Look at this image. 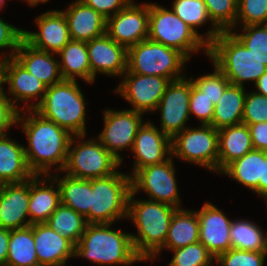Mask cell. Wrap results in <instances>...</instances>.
<instances>
[{
	"mask_svg": "<svg viewBox=\"0 0 267 266\" xmlns=\"http://www.w3.org/2000/svg\"><path fill=\"white\" fill-rule=\"evenodd\" d=\"M23 111L30 114L26 117L24 112H19L17 125H22V133L26 134L28 141L24 151L30 171L34 175L50 176L49 170L56 166V172H62L73 135L34 110Z\"/></svg>",
	"mask_w": 267,
	"mask_h": 266,
	"instance_id": "1",
	"label": "cell"
},
{
	"mask_svg": "<svg viewBox=\"0 0 267 266\" xmlns=\"http://www.w3.org/2000/svg\"><path fill=\"white\" fill-rule=\"evenodd\" d=\"M131 191L128 199V216L137 234H131L136 254L146 262L165 244L174 211L173 206L152 200H135Z\"/></svg>",
	"mask_w": 267,
	"mask_h": 266,
	"instance_id": "2",
	"label": "cell"
},
{
	"mask_svg": "<svg viewBox=\"0 0 267 266\" xmlns=\"http://www.w3.org/2000/svg\"><path fill=\"white\" fill-rule=\"evenodd\" d=\"M111 223L87 224L75 246V257L99 265H132L143 261L135 252L130 233L112 229ZM111 228V229H110Z\"/></svg>",
	"mask_w": 267,
	"mask_h": 266,
	"instance_id": "3",
	"label": "cell"
},
{
	"mask_svg": "<svg viewBox=\"0 0 267 266\" xmlns=\"http://www.w3.org/2000/svg\"><path fill=\"white\" fill-rule=\"evenodd\" d=\"M76 80H63L48 86L41 103L34 109L41 117L68 130L86 136V106Z\"/></svg>",
	"mask_w": 267,
	"mask_h": 266,
	"instance_id": "4",
	"label": "cell"
},
{
	"mask_svg": "<svg viewBox=\"0 0 267 266\" xmlns=\"http://www.w3.org/2000/svg\"><path fill=\"white\" fill-rule=\"evenodd\" d=\"M208 57L222 71L230 84L237 86L244 87L245 81L256 83L267 71V66L230 31H222L208 45Z\"/></svg>",
	"mask_w": 267,
	"mask_h": 266,
	"instance_id": "5",
	"label": "cell"
},
{
	"mask_svg": "<svg viewBox=\"0 0 267 266\" xmlns=\"http://www.w3.org/2000/svg\"><path fill=\"white\" fill-rule=\"evenodd\" d=\"M131 176L116 173L91 179V207L89 224L113 223L127 218L128 199L131 193Z\"/></svg>",
	"mask_w": 267,
	"mask_h": 266,
	"instance_id": "6",
	"label": "cell"
},
{
	"mask_svg": "<svg viewBox=\"0 0 267 266\" xmlns=\"http://www.w3.org/2000/svg\"><path fill=\"white\" fill-rule=\"evenodd\" d=\"M148 39L181 52L188 60L208 44L172 10L149 3Z\"/></svg>",
	"mask_w": 267,
	"mask_h": 266,
	"instance_id": "7",
	"label": "cell"
},
{
	"mask_svg": "<svg viewBox=\"0 0 267 266\" xmlns=\"http://www.w3.org/2000/svg\"><path fill=\"white\" fill-rule=\"evenodd\" d=\"M187 61L189 60L178 50L147 38L128 48L127 70L174 81L184 78L182 71Z\"/></svg>",
	"mask_w": 267,
	"mask_h": 266,
	"instance_id": "8",
	"label": "cell"
},
{
	"mask_svg": "<svg viewBox=\"0 0 267 266\" xmlns=\"http://www.w3.org/2000/svg\"><path fill=\"white\" fill-rule=\"evenodd\" d=\"M85 135H73L63 172L80 179H96L116 173L122 164L98 139L83 140ZM80 142L76 143L75 140ZM75 143V144H74ZM74 145V147H72Z\"/></svg>",
	"mask_w": 267,
	"mask_h": 266,
	"instance_id": "9",
	"label": "cell"
},
{
	"mask_svg": "<svg viewBox=\"0 0 267 266\" xmlns=\"http://www.w3.org/2000/svg\"><path fill=\"white\" fill-rule=\"evenodd\" d=\"M172 157L218 173V130L211 125L185 128L171 139Z\"/></svg>",
	"mask_w": 267,
	"mask_h": 266,
	"instance_id": "10",
	"label": "cell"
},
{
	"mask_svg": "<svg viewBox=\"0 0 267 266\" xmlns=\"http://www.w3.org/2000/svg\"><path fill=\"white\" fill-rule=\"evenodd\" d=\"M172 158L171 156L162 163L139 169L131 177L132 192L136 194L144 190L147 195L149 194V200L164 203L177 209L182 208Z\"/></svg>",
	"mask_w": 267,
	"mask_h": 266,
	"instance_id": "11",
	"label": "cell"
},
{
	"mask_svg": "<svg viewBox=\"0 0 267 266\" xmlns=\"http://www.w3.org/2000/svg\"><path fill=\"white\" fill-rule=\"evenodd\" d=\"M142 113L131 110H104V128L97 136L99 142L121 163L120 151L133 148L134 140L142 126Z\"/></svg>",
	"mask_w": 267,
	"mask_h": 266,
	"instance_id": "12",
	"label": "cell"
},
{
	"mask_svg": "<svg viewBox=\"0 0 267 266\" xmlns=\"http://www.w3.org/2000/svg\"><path fill=\"white\" fill-rule=\"evenodd\" d=\"M122 76L123 80L114 92L119 93L132 105L131 110L142 114L156 111L166 87L171 82L161 76L140 75L128 70Z\"/></svg>",
	"mask_w": 267,
	"mask_h": 266,
	"instance_id": "13",
	"label": "cell"
},
{
	"mask_svg": "<svg viewBox=\"0 0 267 266\" xmlns=\"http://www.w3.org/2000/svg\"><path fill=\"white\" fill-rule=\"evenodd\" d=\"M191 78L171 81L156 110H160V130L171 139L187 128L190 110ZM186 126V127H185Z\"/></svg>",
	"mask_w": 267,
	"mask_h": 266,
	"instance_id": "14",
	"label": "cell"
},
{
	"mask_svg": "<svg viewBox=\"0 0 267 266\" xmlns=\"http://www.w3.org/2000/svg\"><path fill=\"white\" fill-rule=\"evenodd\" d=\"M134 3L132 0L106 24V34L127 49L148 38L149 3Z\"/></svg>",
	"mask_w": 267,
	"mask_h": 266,
	"instance_id": "15",
	"label": "cell"
},
{
	"mask_svg": "<svg viewBox=\"0 0 267 266\" xmlns=\"http://www.w3.org/2000/svg\"><path fill=\"white\" fill-rule=\"evenodd\" d=\"M5 83L8 84V94L13 96V98L10 96L7 98L19 112L23 110L18 107L19 101L26 103L31 99L38 100L35 104L33 102L26 107V110H34L41 103L47 89L42 81L30 74L14 58L0 63V87Z\"/></svg>",
	"mask_w": 267,
	"mask_h": 266,
	"instance_id": "16",
	"label": "cell"
},
{
	"mask_svg": "<svg viewBox=\"0 0 267 266\" xmlns=\"http://www.w3.org/2000/svg\"><path fill=\"white\" fill-rule=\"evenodd\" d=\"M131 151L135 155L132 177L139 169L168 160L172 155L171 138L149 120L139 128Z\"/></svg>",
	"mask_w": 267,
	"mask_h": 266,
	"instance_id": "17",
	"label": "cell"
},
{
	"mask_svg": "<svg viewBox=\"0 0 267 266\" xmlns=\"http://www.w3.org/2000/svg\"><path fill=\"white\" fill-rule=\"evenodd\" d=\"M38 32L23 30V39L36 49L56 56L71 40L67 20L61 10L47 11L36 18Z\"/></svg>",
	"mask_w": 267,
	"mask_h": 266,
	"instance_id": "18",
	"label": "cell"
},
{
	"mask_svg": "<svg viewBox=\"0 0 267 266\" xmlns=\"http://www.w3.org/2000/svg\"><path fill=\"white\" fill-rule=\"evenodd\" d=\"M87 49L93 82L97 73L122 77L127 71L128 49L106 33L88 41Z\"/></svg>",
	"mask_w": 267,
	"mask_h": 266,
	"instance_id": "19",
	"label": "cell"
},
{
	"mask_svg": "<svg viewBox=\"0 0 267 266\" xmlns=\"http://www.w3.org/2000/svg\"><path fill=\"white\" fill-rule=\"evenodd\" d=\"M199 220V241L216 258L231 249V220L214 204L206 202L196 211Z\"/></svg>",
	"mask_w": 267,
	"mask_h": 266,
	"instance_id": "20",
	"label": "cell"
},
{
	"mask_svg": "<svg viewBox=\"0 0 267 266\" xmlns=\"http://www.w3.org/2000/svg\"><path fill=\"white\" fill-rule=\"evenodd\" d=\"M30 180L0 185V228L15 230L31 225L29 216Z\"/></svg>",
	"mask_w": 267,
	"mask_h": 266,
	"instance_id": "21",
	"label": "cell"
},
{
	"mask_svg": "<svg viewBox=\"0 0 267 266\" xmlns=\"http://www.w3.org/2000/svg\"><path fill=\"white\" fill-rule=\"evenodd\" d=\"M33 237L40 266L57 265L75 258V245L45 222L33 224Z\"/></svg>",
	"mask_w": 267,
	"mask_h": 266,
	"instance_id": "22",
	"label": "cell"
},
{
	"mask_svg": "<svg viewBox=\"0 0 267 266\" xmlns=\"http://www.w3.org/2000/svg\"><path fill=\"white\" fill-rule=\"evenodd\" d=\"M62 12L71 40L88 42L106 33L107 19L81 0H75Z\"/></svg>",
	"mask_w": 267,
	"mask_h": 266,
	"instance_id": "23",
	"label": "cell"
},
{
	"mask_svg": "<svg viewBox=\"0 0 267 266\" xmlns=\"http://www.w3.org/2000/svg\"><path fill=\"white\" fill-rule=\"evenodd\" d=\"M14 59L47 87L64 80L59 61L55 60L52 53L34 48L23 38L18 44Z\"/></svg>",
	"mask_w": 267,
	"mask_h": 266,
	"instance_id": "24",
	"label": "cell"
},
{
	"mask_svg": "<svg viewBox=\"0 0 267 266\" xmlns=\"http://www.w3.org/2000/svg\"><path fill=\"white\" fill-rule=\"evenodd\" d=\"M41 177L42 175H34L30 179L28 220L31 224L46 222L60 204V191L58 184L52 177L50 178L45 175L42 177L43 179H41ZM54 188H56V190Z\"/></svg>",
	"mask_w": 267,
	"mask_h": 266,
	"instance_id": "25",
	"label": "cell"
},
{
	"mask_svg": "<svg viewBox=\"0 0 267 266\" xmlns=\"http://www.w3.org/2000/svg\"><path fill=\"white\" fill-rule=\"evenodd\" d=\"M34 174L30 171L24 151V145L9 138L0 137V185L22 183L30 180Z\"/></svg>",
	"mask_w": 267,
	"mask_h": 266,
	"instance_id": "26",
	"label": "cell"
},
{
	"mask_svg": "<svg viewBox=\"0 0 267 266\" xmlns=\"http://www.w3.org/2000/svg\"><path fill=\"white\" fill-rule=\"evenodd\" d=\"M254 150L248 126L244 123L218 130V173L234 160Z\"/></svg>",
	"mask_w": 267,
	"mask_h": 266,
	"instance_id": "27",
	"label": "cell"
},
{
	"mask_svg": "<svg viewBox=\"0 0 267 266\" xmlns=\"http://www.w3.org/2000/svg\"><path fill=\"white\" fill-rule=\"evenodd\" d=\"M199 241V220L196 211L178 208L174 211L164 246L150 259L155 260L161 250H175Z\"/></svg>",
	"mask_w": 267,
	"mask_h": 266,
	"instance_id": "28",
	"label": "cell"
},
{
	"mask_svg": "<svg viewBox=\"0 0 267 266\" xmlns=\"http://www.w3.org/2000/svg\"><path fill=\"white\" fill-rule=\"evenodd\" d=\"M57 55L62 58L59 65L64 80H76L78 77L88 84L93 82L87 42L70 40Z\"/></svg>",
	"mask_w": 267,
	"mask_h": 266,
	"instance_id": "29",
	"label": "cell"
},
{
	"mask_svg": "<svg viewBox=\"0 0 267 266\" xmlns=\"http://www.w3.org/2000/svg\"><path fill=\"white\" fill-rule=\"evenodd\" d=\"M245 87L229 84L218 103L214 106L212 126L219 130L242 123L244 113Z\"/></svg>",
	"mask_w": 267,
	"mask_h": 266,
	"instance_id": "30",
	"label": "cell"
},
{
	"mask_svg": "<svg viewBox=\"0 0 267 266\" xmlns=\"http://www.w3.org/2000/svg\"><path fill=\"white\" fill-rule=\"evenodd\" d=\"M50 176L57 181L60 191V203L83 215L89 224V209L91 207V179H80L65 174L59 179L58 173ZM58 179V180H56Z\"/></svg>",
	"mask_w": 267,
	"mask_h": 266,
	"instance_id": "31",
	"label": "cell"
},
{
	"mask_svg": "<svg viewBox=\"0 0 267 266\" xmlns=\"http://www.w3.org/2000/svg\"><path fill=\"white\" fill-rule=\"evenodd\" d=\"M262 161H265V151L254 149L228 164L219 174L228 175L259 195Z\"/></svg>",
	"mask_w": 267,
	"mask_h": 266,
	"instance_id": "32",
	"label": "cell"
},
{
	"mask_svg": "<svg viewBox=\"0 0 267 266\" xmlns=\"http://www.w3.org/2000/svg\"><path fill=\"white\" fill-rule=\"evenodd\" d=\"M5 266H40L35 251L33 224L25 228L10 230Z\"/></svg>",
	"mask_w": 267,
	"mask_h": 266,
	"instance_id": "33",
	"label": "cell"
},
{
	"mask_svg": "<svg viewBox=\"0 0 267 266\" xmlns=\"http://www.w3.org/2000/svg\"><path fill=\"white\" fill-rule=\"evenodd\" d=\"M172 11L189 25L208 45L222 32L209 18L206 5L203 0H175L172 4ZM211 21V29L201 35L196 28Z\"/></svg>",
	"mask_w": 267,
	"mask_h": 266,
	"instance_id": "34",
	"label": "cell"
},
{
	"mask_svg": "<svg viewBox=\"0 0 267 266\" xmlns=\"http://www.w3.org/2000/svg\"><path fill=\"white\" fill-rule=\"evenodd\" d=\"M257 224L248 220L231 222L229 236L231 248L237 250L267 252V236Z\"/></svg>",
	"mask_w": 267,
	"mask_h": 266,
	"instance_id": "35",
	"label": "cell"
},
{
	"mask_svg": "<svg viewBox=\"0 0 267 266\" xmlns=\"http://www.w3.org/2000/svg\"><path fill=\"white\" fill-rule=\"evenodd\" d=\"M55 232L78 244L87 226L86 219L72 208L60 203L50 218L45 222Z\"/></svg>",
	"mask_w": 267,
	"mask_h": 266,
	"instance_id": "36",
	"label": "cell"
},
{
	"mask_svg": "<svg viewBox=\"0 0 267 266\" xmlns=\"http://www.w3.org/2000/svg\"><path fill=\"white\" fill-rule=\"evenodd\" d=\"M242 33L229 30L247 49L267 66V24L244 26Z\"/></svg>",
	"mask_w": 267,
	"mask_h": 266,
	"instance_id": "37",
	"label": "cell"
},
{
	"mask_svg": "<svg viewBox=\"0 0 267 266\" xmlns=\"http://www.w3.org/2000/svg\"><path fill=\"white\" fill-rule=\"evenodd\" d=\"M203 1L209 18L221 31H229L236 24L238 0Z\"/></svg>",
	"mask_w": 267,
	"mask_h": 266,
	"instance_id": "38",
	"label": "cell"
},
{
	"mask_svg": "<svg viewBox=\"0 0 267 266\" xmlns=\"http://www.w3.org/2000/svg\"><path fill=\"white\" fill-rule=\"evenodd\" d=\"M174 256L168 266H211L213 255L200 242L171 250Z\"/></svg>",
	"mask_w": 267,
	"mask_h": 266,
	"instance_id": "39",
	"label": "cell"
},
{
	"mask_svg": "<svg viewBox=\"0 0 267 266\" xmlns=\"http://www.w3.org/2000/svg\"><path fill=\"white\" fill-rule=\"evenodd\" d=\"M239 22L242 27L267 24V0H238L236 24L230 30H236Z\"/></svg>",
	"mask_w": 267,
	"mask_h": 266,
	"instance_id": "40",
	"label": "cell"
},
{
	"mask_svg": "<svg viewBox=\"0 0 267 266\" xmlns=\"http://www.w3.org/2000/svg\"><path fill=\"white\" fill-rule=\"evenodd\" d=\"M214 71L211 74H205L193 79L192 83L203 92L214 105L218 103L226 87L230 84V81L222 73V71L213 63Z\"/></svg>",
	"mask_w": 267,
	"mask_h": 266,
	"instance_id": "41",
	"label": "cell"
},
{
	"mask_svg": "<svg viewBox=\"0 0 267 266\" xmlns=\"http://www.w3.org/2000/svg\"><path fill=\"white\" fill-rule=\"evenodd\" d=\"M267 252L229 249L218 255L215 262L220 266H263Z\"/></svg>",
	"mask_w": 267,
	"mask_h": 266,
	"instance_id": "42",
	"label": "cell"
},
{
	"mask_svg": "<svg viewBox=\"0 0 267 266\" xmlns=\"http://www.w3.org/2000/svg\"><path fill=\"white\" fill-rule=\"evenodd\" d=\"M267 122V97L251 91L246 93L242 123L256 124Z\"/></svg>",
	"mask_w": 267,
	"mask_h": 266,
	"instance_id": "43",
	"label": "cell"
},
{
	"mask_svg": "<svg viewBox=\"0 0 267 266\" xmlns=\"http://www.w3.org/2000/svg\"><path fill=\"white\" fill-rule=\"evenodd\" d=\"M214 106L215 105L212 103V101L203 95V92L192 83L191 79V93L189 102L190 114H193L196 116V118L200 119V124L212 126Z\"/></svg>",
	"mask_w": 267,
	"mask_h": 266,
	"instance_id": "44",
	"label": "cell"
},
{
	"mask_svg": "<svg viewBox=\"0 0 267 266\" xmlns=\"http://www.w3.org/2000/svg\"><path fill=\"white\" fill-rule=\"evenodd\" d=\"M22 32L23 29L17 28L0 18V49L8 48L11 50L10 54L8 52L6 53L7 55L2 53L4 57L2 56L0 63L14 58L18 44L23 38Z\"/></svg>",
	"mask_w": 267,
	"mask_h": 266,
	"instance_id": "45",
	"label": "cell"
},
{
	"mask_svg": "<svg viewBox=\"0 0 267 266\" xmlns=\"http://www.w3.org/2000/svg\"><path fill=\"white\" fill-rule=\"evenodd\" d=\"M4 87H0V137L7 135L10 127L17 125L19 111L14 107L12 102L7 98Z\"/></svg>",
	"mask_w": 267,
	"mask_h": 266,
	"instance_id": "46",
	"label": "cell"
},
{
	"mask_svg": "<svg viewBox=\"0 0 267 266\" xmlns=\"http://www.w3.org/2000/svg\"><path fill=\"white\" fill-rule=\"evenodd\" d=\"M85 5L92 7L104 18L108 19L124 9L132 0H81Z\"/></svg>",
	"mask_w": 267,
	"mask_h": 266,
	"instance_id": "47",
	"label": "cell"
},
{
	"mask_svg": "<svg viewBox=\"0 0 267 266\" xmlns=\"http://www.w3.org/2000/svg\"><path fill=\"white\" fill-rule=\"evenodd\" d=\"M255 150L267 152V122L247 125Z\"/></svg>",
	"mask_w": 267,
	"mask_h": 266,
	"instance_id": "48",
	"label": "cell"
},
{
	"mask_svg": "<svg viewBox=\"0 0 267 266\" xmlns=\"http://www.w3.org/2000/svg\"><path fill=\"white\" fill-rule=\"evenodd\" d=\"M10 239V230L0 228V266L6 265L8 257V244Z\"/></svg>",
	"mask_w": 267,
	"mask_h": 266,
	"instance_id": "49",
	"label": "cell"
},
{
	"mask_svg": "<svg viewBox=\"0 0 267 266\" xmlns=\"http://www.w3.org/2000/svg\"><path fill=\"white\" fill-rule=\"evenodd\" d=\"M259 195L267 203V152H265V161H262V179L259 180Z\"/></svg>",
	"mask_w": 267,
	"mask_h": 266,
	"instance_id": "50",
	"label": "cell"
},
{
	"mask_svg": "<svg viewBox=\"0 0 267 266\" xmlns=\"http://www.w3.org/2000/svg\"><path fill=\"white\" fill-rule=\"evenodd\" d=\"M258 91L254 92L267 97V71L254 84Z\"/></svg>",
	"mask_w": 267,
	"mask_h": 266,
	"instance_id": "51",
	"label": "cell"
},
{
	"mask_svg": "<svg viewBox=\"0 0 267 266\" xmlns=\"http://www.w3.org/2000/svg\"><path fill=\"white\" fill-rule=\"evenodd\" d=\"M26 1L28 2L29 6L33 7V6H37V4L39 3L48 2L49 0H26Z\"/></svg>",
	"mask_w": 267,
	"mask_h": 266,
	"instance_id": "52",
	"label": "cell"
},
{
	"mask_svg": "<svg viewBox=\"0 0 267 266\" xmlns=\"http://www.w3.org/2000/svg\"><path fill=\"white\" fill-rule=\"evenodd\" d=\"M5 3H6V0H0V10H1L3 7H5V6H4V5H6Z\"/></svg>",
	"mask_w": 267,
	"mask_h": 266,
	"instance_id": "53",
	"label": "cell"
},
{
	"mask_svg": "<svg viewBox=\"0 0 267 266\" xmlns=\"http://www.w3.org/2000/svg\"><path fill=\"white\" fill-rule=\"evenodd\" d=\"M65 264H66V262H64V263H59V264H57V265H52V266H66Z\"/></svg>",
	"mask_w": 267,
	"mask_h": 266,
	"instance_id": "54",
	"label": "cell"
}]
</instances>
